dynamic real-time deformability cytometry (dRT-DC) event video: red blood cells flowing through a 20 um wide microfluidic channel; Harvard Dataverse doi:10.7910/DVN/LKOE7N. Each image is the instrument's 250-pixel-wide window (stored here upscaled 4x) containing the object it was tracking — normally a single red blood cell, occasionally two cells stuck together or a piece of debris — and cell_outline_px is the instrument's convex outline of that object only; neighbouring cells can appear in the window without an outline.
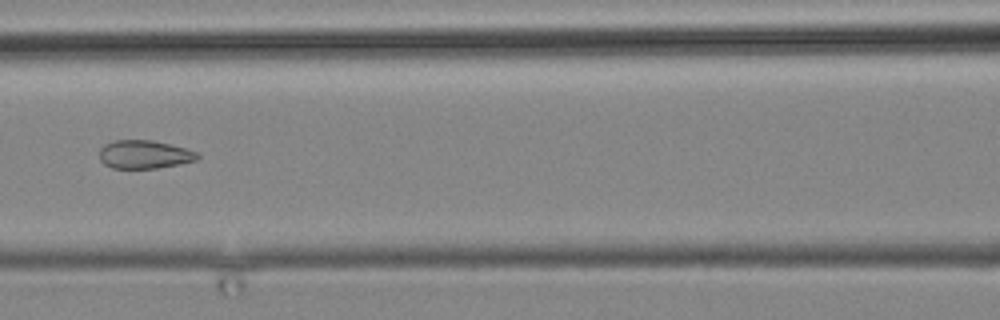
{"species": "common noctule bat (a hibernating species)", "species_latin": "Nyctalus noctula", "temperature_condition": "cold", "stored_images_in_passage": 9, "camera_frame_rate_fps": 3000, "um_per_image_px": 0.085, "animal": {"sex": "male", "body_mass_g": 19.2, "forearm_length_mm": 51.8}, "frame": {"image": 1, "passage_image": 6, "time_ms": 6.667, "image_size_px": [1000, 320], "cell_outline_px": [[200, 156], [196, 160], [180, 164], [156, 168], [112, 168], [104, 164], [100, 160], [100, 148], [104, 144], [112, 140], [152, 140], [200, 152]], "centroid_in_image_um": [12.27, 13.12], "position_along_channel_um": 154.3, "area_um2": 16.24}}
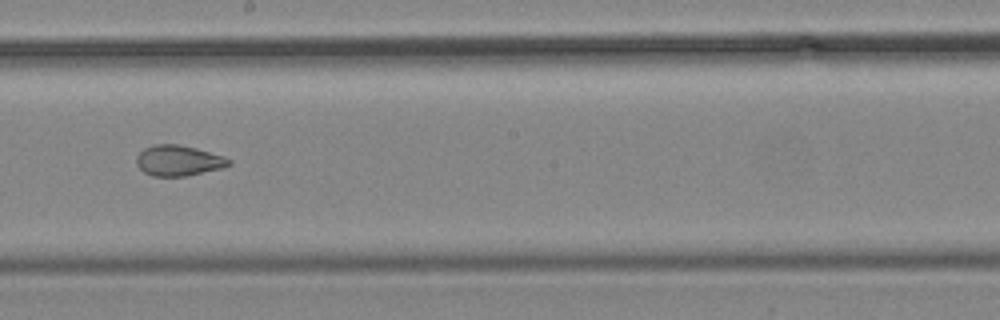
{"frame": {"image": 2, "passage_image": 8, "time_ms": 9.0, "image_size_px": [1000, 320], "cell_outline_px": [[232, 164], [224, 168], [188, 176], [152, 176], [144, 172], [136, 164], [136, 156], [144, 148], [152, 144], [180, 144], [196, 148], [224, 156], [232, 160]], "centroid_in_image_um": [15.19, 13.65], "position_along_channel_um": 233.0, "area_um2": 16.76}}
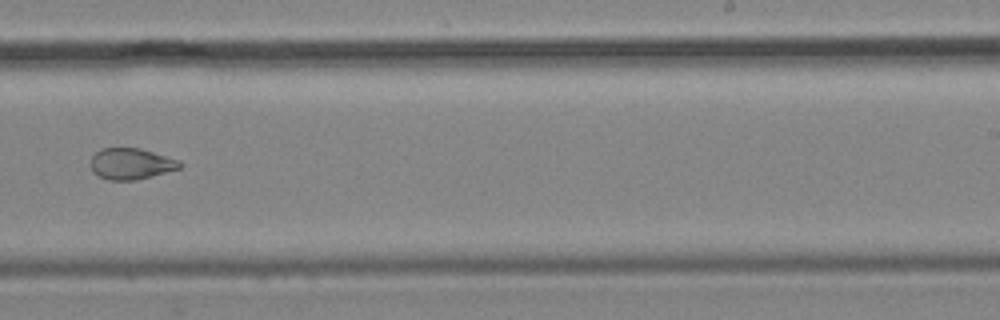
{"frame": {"image": 3, "passage_image": 9, "time_ms": 10.333, "image_size_px": [1000, 320], "cell_outline_px": [[180, 168], [152, 176], [136, 180], [108, 180], [92, 172], [92, 156], [100, 148], [140, 148], [180, 160]], "centroid_in_image_um": [11.13, 13.92], "position_along_channel_um": 277.9, "area_um2": 16.07}}